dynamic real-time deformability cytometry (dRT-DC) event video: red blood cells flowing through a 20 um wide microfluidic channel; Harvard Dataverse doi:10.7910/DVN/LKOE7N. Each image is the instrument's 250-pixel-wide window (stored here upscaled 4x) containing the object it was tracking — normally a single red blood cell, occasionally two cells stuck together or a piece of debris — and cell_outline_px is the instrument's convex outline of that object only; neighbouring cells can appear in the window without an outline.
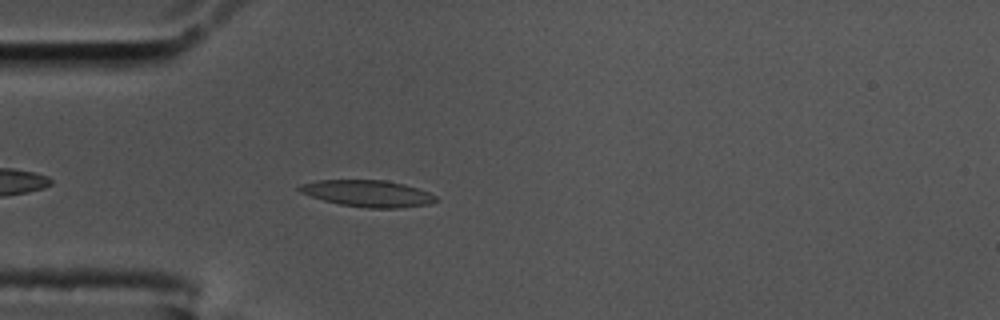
{"species": "common noctule bat (a hibernating species)", "species_latin": "Nyctalus noctula", "temperature_condition": "cold", "stored_images_in_passage": 47, "camera_frame_rate_fps": 3000, "um_per_image_px": 0.085, "animal": {"sex": "male", "body_mass_g": 17.5, "forearm_length_mm": 52.3}, "frame": {"image": 1, "passage_image": 5, "time_ms": 1.333, "image_size_px": [1000, 320], "cell_outline_px": [[436, 200], [428, 204], [400, 208], [368, 208], [340, 204], [324, 200], [300, 192], [296, 188], [300, 184], [316, 180], [384, 180], [404, 184], [428, 192], [436, 196]], "centroid_in_image_um": [31.22, 16.44], "position_along_channel_um": 53.8, "area_um2": 20.98}}
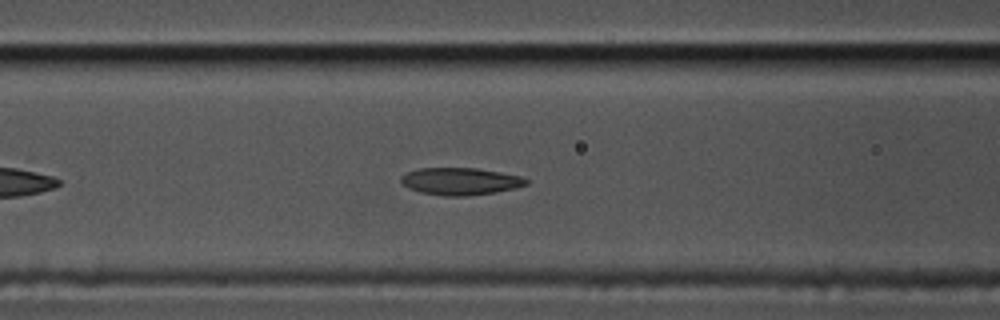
{"frame": {"image": 2, "passage_image": 12, "time_ms": 3.667, "image_size_px": [1000, 320], "cell_outline_px": [[528, 184], [516, 188], [496, 192], [468, 196], [444, 196], [420, 192], [408, 188], [400, 184], [400, 176], [408, 172], [420, 168], [476, 168], [500, 172], [520, 176], [528, 180]], "centroid_in_image_um": [39.1, 15.42], "position_along_channel_um": 127.5, "area_um2": 20.0}}
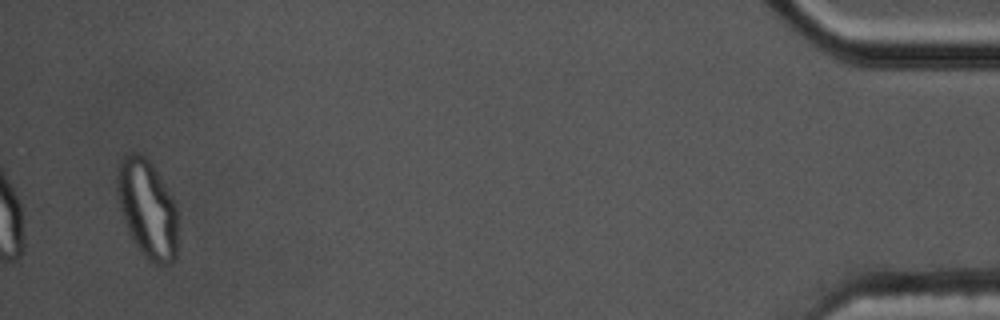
{"frame": {"image": 3, "passage_image": 45, "time_ms": 14.667, "image_size_px": [1000, 320], "cell_outline_px": [[176, 256], [172, 264], [152, 264], [140, 252], [124, 220], [120, 208], [116, 192], [116, 168], [120, 160], [128, 152], [140, 152], [152, 164], [160, 176], [172, 196], [176, 204]], "centroid_in_image_um": [12.5, 17.7], "position_along_channel_um": 422.7, "area_um2": 34.91}, "authors_computed_cell_mechanics": {"area_um2": 21.2126, "velocity_mm_per_s": 3.4345, "shape_relaxation_time_tau1_ms": null, "shape_relaxation_time_tau2_ms": 1.9198, "deformation_change_tau1": null, "deformation_change_tau2": 0.072}}